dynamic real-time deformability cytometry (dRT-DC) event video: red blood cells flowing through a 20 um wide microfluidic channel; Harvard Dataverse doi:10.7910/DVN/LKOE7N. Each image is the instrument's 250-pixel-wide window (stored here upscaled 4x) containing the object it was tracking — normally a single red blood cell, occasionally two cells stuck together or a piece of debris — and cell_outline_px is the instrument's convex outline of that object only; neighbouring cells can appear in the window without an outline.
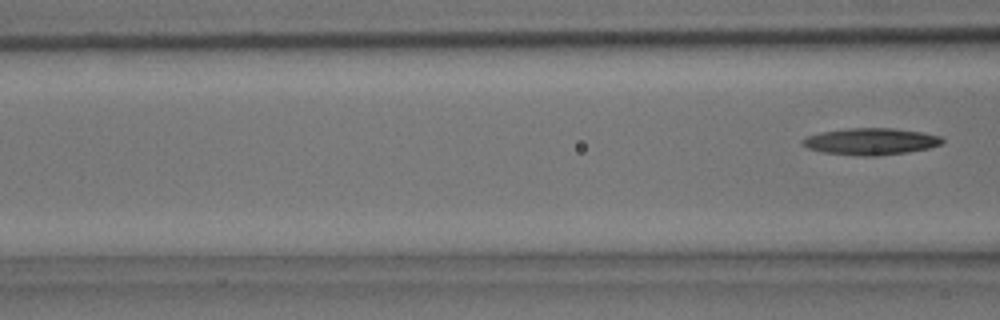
{"species": "common noctule bat (a hibernating species)", "species_latin": "Nyctalus noctula", "temperature_condition": "room temperature", "stored_images_in_passage": 5, "camera_frame_rate_fps": 3000, "um_per_image_px": 0.085, "animal": {"sex": "male", "body_mass_g": 15.6}, "frame": {"image": 1, "passage_image": 5, "time_ms": 1.333, "image_size_px": [1000, 320], "cell_outline_px": [[944, 140], [940, 144], [928, 148], [908, 152], [876, 156], [864, 156], [824, 152], [808, 148], [800, 144], [800, 140], [808, 136], [824, 132], [848, 128], [892, 128], [920, 132], [940, 136]], "centroid_in_image_um": [74.0, 12.02], "position_along_channel_um": 92.6, "area_um2": 21.5}}